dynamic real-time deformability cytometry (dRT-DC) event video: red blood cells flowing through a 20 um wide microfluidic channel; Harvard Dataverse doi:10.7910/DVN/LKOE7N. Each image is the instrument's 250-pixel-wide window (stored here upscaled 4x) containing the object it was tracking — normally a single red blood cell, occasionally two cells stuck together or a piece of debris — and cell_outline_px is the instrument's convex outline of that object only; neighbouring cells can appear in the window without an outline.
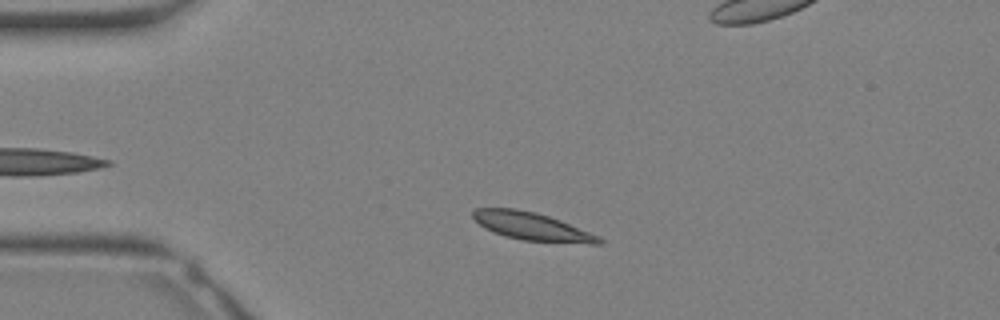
{"species": "Egyptian fruit bat (a non-hibernating species)", "species_latin": "Rousettus aegyptiacus", "temperature_condition": "warm", "stored_images_in_passage": 23, "camera_frame_rate_fps": 3000, "um_per_image_px": 0.085, "animal": {"sex": "female"}, "frame": {"image": 1, "passage_image": 4, "time_ms": 1.0, "image_size_px": [1000, 320], "cell_outline_px": [[604, 244], [588, 244], [524, 240], [504, 236], [492, 232], [484, 228], [472, 216], [472, 212], [476, 208], [516, 208], [536, 212], [560, 220], [600, 236], [604, 240]], "centroid_in_image_um": [45.24, 19.25], "position_along_channel_um": 39.8, "area_um2": 20.58}}
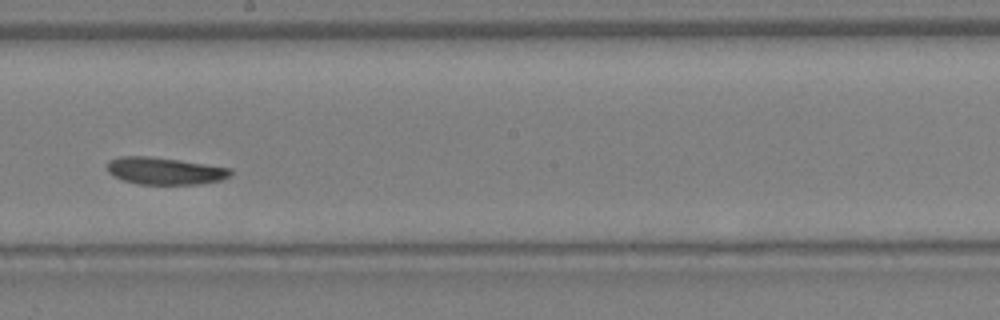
{"frame": {"image": 2, "passage_image": 15, "time_ms": 4.667, "image_size_px": [1000, 320], "cell_outline_px": [[232, 172], [228, 176], [220, 180], [200, 184], [136, 184], [112, 176], [108, 172], [108, 160], [120, 156], [152, 156], [180, 160], [232, 168]], "centroid_in_image_um": [13.98, 14.52], "position_along_channel_um": 234.2, "area_um2": 19.59}}
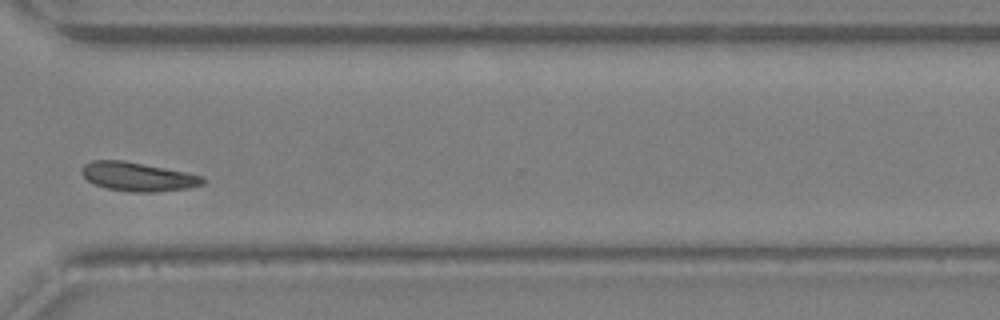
{"frame": {"image": 3, "passage_image": 21, "time_ms": 6.667, "image_size_px": [1000, 320], "cell_outline_px": [[208, 180], [204, 184], [188, 188], [152, 192], [136, 192], [108, 188], [96, 184], [88, 180], [80, 172], [80, 168], [84, 164], [92, 160], [124, 160], [188, 172], [204, 176]], "centroid_in_image_um": [11.76, 15.0], "position_along_channel_um": 358.8, "area_um2": 20.46}}